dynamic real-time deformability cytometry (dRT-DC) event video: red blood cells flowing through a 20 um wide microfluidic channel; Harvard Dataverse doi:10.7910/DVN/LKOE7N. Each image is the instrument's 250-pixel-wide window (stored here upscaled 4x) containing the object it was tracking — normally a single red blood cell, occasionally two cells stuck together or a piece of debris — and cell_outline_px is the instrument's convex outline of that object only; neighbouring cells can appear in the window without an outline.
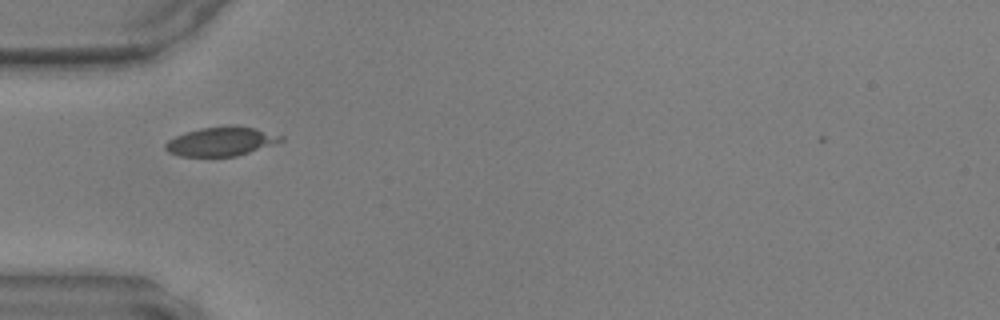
{"species": "common noctule bat (a hibernating species)", "species_latin": "Nyctalus noctula", "temperature_condition": "warm", "stored_images_in_passage": 33, "camera_frame_rate_fps": 3000, "um_per_image_px": 0.085, "animal": {"sex": "male", "body_mass_g": 17.9, "forearm_length_mm": 54.2}, "frame": {"image": 1, "passage_image": 1, "time_ms": 0.0, "image_size_px": [1000, 320], "cell_outline_px": [[284, 140], [236, 156], [180, 156], [168, 152], [164, 148], [164, 144], [168, 140], [176, 136], [200, 128], [256, 128], [284, 136]], "centroid_in_image_um": [18.76, 12.06], "position_along_channel_um": 66.2, "area_um2": 18.67}}
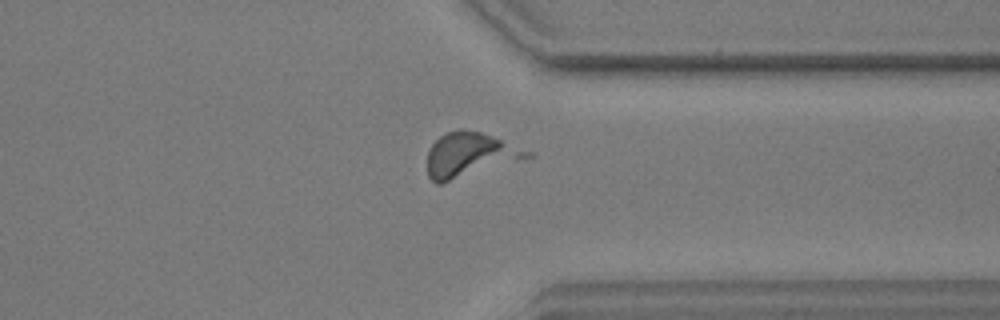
{"frame": {"image": 2, "passage_image": 23, "time_ms": 7.333, "image_size_px": [1000, 320], "cell_outline_px": [[536, 156], [440, 184], [436, 184], [428, 176], [428, 148], [440, 136], [448, 132], [480, 132], [492, 136], [532, 152]], "centroid_in_image_um": [39.94, 13.21], "position_along_channel_um": 371.5, "area_um2": 25.37}}
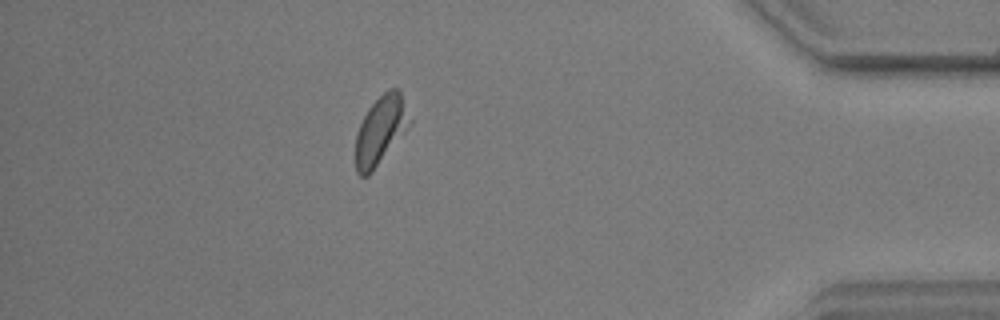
{"frame": {"image": 3, "passage_image": 28, "time_ms": 9.0, "image_size_px": [1000, 320], "cell_outline_px": [[412, 124], [372, 172], [368, 176], [360, 176], [356, 172], [356, 136], [360, 124], [368, 108], [388, 88], [400, 88], [412, 120]], "centroid_in_image_um": [32.39, 11.05], "position_along_channel_um": 402.8, "area_um2": 21.73}}